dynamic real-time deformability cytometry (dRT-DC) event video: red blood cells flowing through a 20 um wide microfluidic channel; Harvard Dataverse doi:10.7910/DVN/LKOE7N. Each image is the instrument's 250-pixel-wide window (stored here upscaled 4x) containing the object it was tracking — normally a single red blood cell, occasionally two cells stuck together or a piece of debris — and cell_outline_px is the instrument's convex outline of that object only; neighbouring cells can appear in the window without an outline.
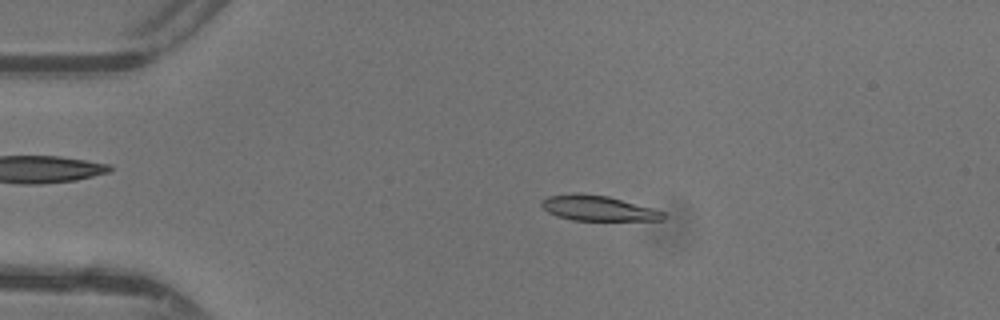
{"species": "common noctule bat (a hibernating species)", "species_latin": "Nyctalus noctula", "temperature_condition": "warm", "stored_images_in_passage": 15, "camera_frame_rate_fps": 3000, "um_per_image_px": 0.085, "animal": {"sex": "female"}, "frame": {"image": 1, "passage_image": 11, "time_ms": 3.333, "image_size_px": [1000, 320], "cell_outline_px": [[668, 216], [664, 220], [572, 220], [556, 216], [548, 212], [540, 204], [548, 196], [572, 192], [580, 192], [608, 196], [652, 208], [664, 212]], "centroid_in_image_um": [50.83, 17.69], "position_along_channel_um": 34.2, "area_um2": 17.98}}